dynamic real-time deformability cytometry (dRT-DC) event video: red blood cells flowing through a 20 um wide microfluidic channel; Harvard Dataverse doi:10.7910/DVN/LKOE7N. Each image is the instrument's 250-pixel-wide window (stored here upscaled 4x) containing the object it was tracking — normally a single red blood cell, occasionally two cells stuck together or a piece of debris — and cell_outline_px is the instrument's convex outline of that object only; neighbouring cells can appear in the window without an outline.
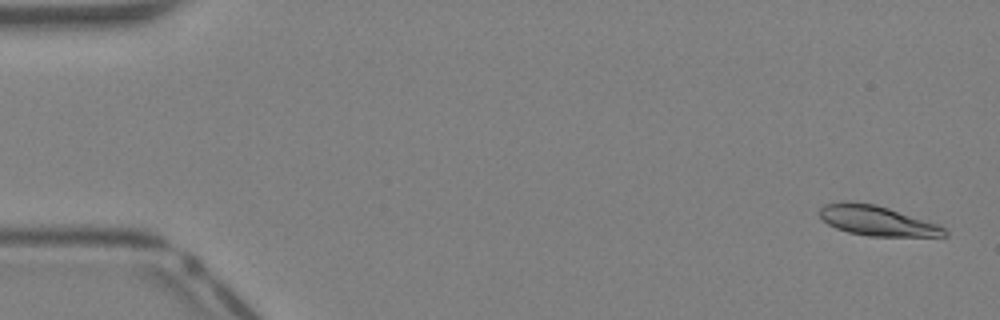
{"species": "Egyptian fruit bat (a non-hibernating species)", "species_latin": "Rousettus aegyptiacus", "temperature_condition": "warm", "stored_images_in_passage": 40, "camera_frame_rate_fps": 3000, "um_per_image_px": 0.085, "animal": {"sex": "female"}, "frame": {"image": 1, "passage_image": 2, "time_ms": 0.333, "image_size_px": [1000, 320], "cell_outline_px": [[948, 236], [868, 236], [848, 232], [836, 228], [828, 224], [820, 216], [820, 208], [824, 204], [840, 200], [848, 200], [876, 204], [936, 224], [944, 228], [948, 232]], "centroid_in_image_um": [74.48, 18.74], "position_along_channel_um": 10.5, "area_um2": 21.73}}
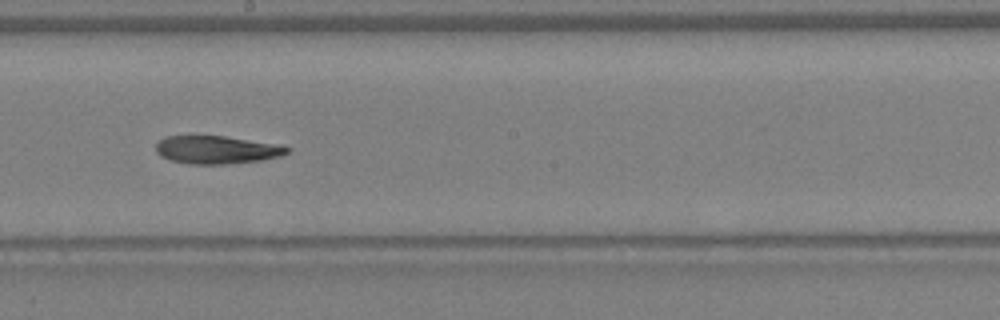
{"frame": {"image": 2, "passage_image": 23, "time_ms": 7.333, "image_size_px": [1000, 320], "cell_outline_px": [[292, 148], [288, 152], [280, 156], [260, 160], [224, 164], [192, 164], [168, 160], [160, 156], [156, 152], [156, 144], [164, 136], [224, 136], [272, 144]], "centroid_in_image_um": [18.35, 12.74], "position_along_channel_um": 229.9, "area_um2": 21.1}}
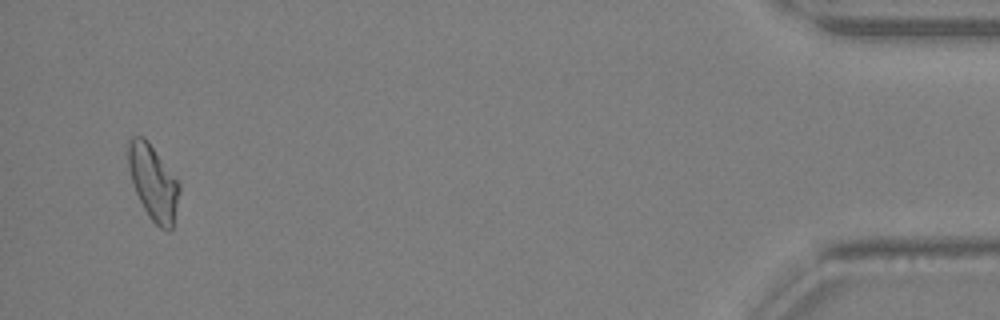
{"frame": {"image": 3, "passage_image": 39, "time_ms": 12.667, "image_size_px": [1000, 320], "cell_outline_px": [[180, 192], [172, 228], [168, 232], [160, 228], [148, 216], [136, 192], [132, 180], [128, 164], [128, 140], [132, 136], [144, 136], [148, 140], [180, 184]], "centroid_in_image_um": [13.03, 15.5], "position_along_channel_um": 422.2, "area_um2": 22.14}}